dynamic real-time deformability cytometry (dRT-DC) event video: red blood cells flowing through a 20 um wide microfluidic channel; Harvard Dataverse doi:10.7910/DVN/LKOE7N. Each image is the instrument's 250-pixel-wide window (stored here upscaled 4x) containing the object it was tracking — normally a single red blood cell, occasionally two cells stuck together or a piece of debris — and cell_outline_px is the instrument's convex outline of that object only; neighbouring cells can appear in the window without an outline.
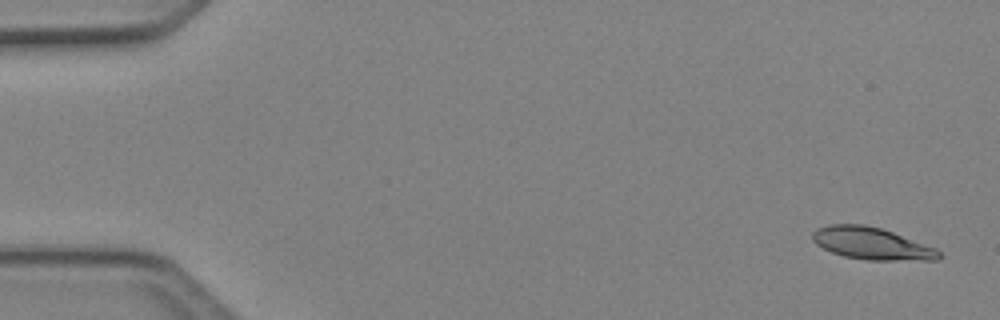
{"species": "Egyptian fruit bat (a non-hibernating species)", "species_latin": "Rousettus aegyptiacus", "temperature_condition": "cold", "stored_images_in_passage": 8, "camera_frame_rate_fps": 3000, "um_per_image_px": 0.085, "animal": {"sex": "female"}, "frame": {"image": 1, "passage_image": 1, "time_ms": 0.0, "image_size_px": [1000, 320], "cell_outline_px": [[940, 256], [936, 260], [868, 260], [844, 256], [832, 252], [816, 244], [812, 240], [812, 232], [816, 228], [828, 224], [864, 224], [880, 228], [892, 232], [936, 248], [940, 252]], "centroid_in_image_um": [74.05, 20.69], "position_along_channel_um": 10.9, "area_um2": 23.52}}
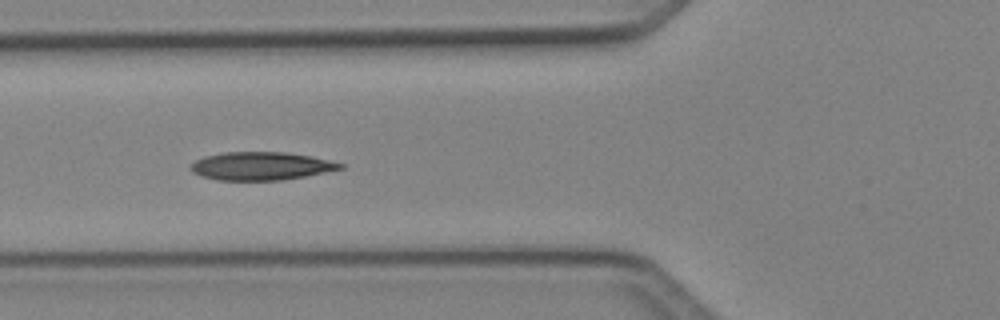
{"frame": {"image": 2, "passage_image": 6, "time_ms": 1.667, "image_size_px": [1000, 320], "cell_outline_px": [[344, 168], [304, 176], [280, 180], [216, 180], [200, 176], [192, 172], [188, 168], [196, 160], [204, 156], [224, 152], [284, 152], [312, 156], [344, 164]], "centroid_in_image_um": [22.14, 14.11], "position_along_channel_um": 103.7, "area_um2": 24.45}}
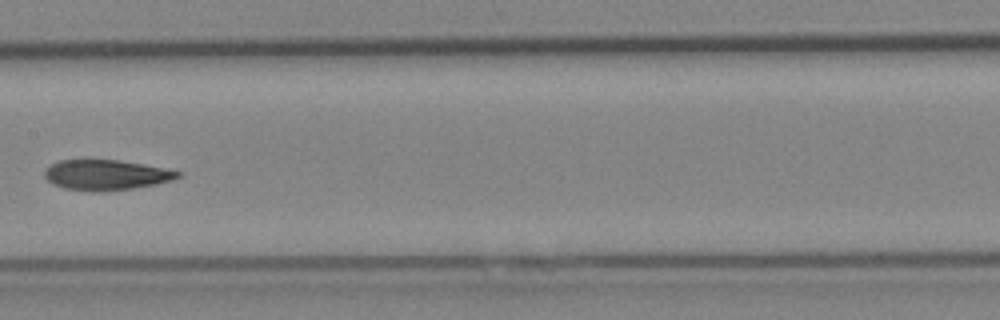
{"frame": {"image": 3, "passage_image": 8, "time_ms": 2.333, "image_size_px": [1000, 320], "cell_outline_px": [[184, 176], [172, 180], [156, 184], [132, 188], [100, 192], [64, 188], [52, 184], [44, 176], [44, 168], [60, 160], [116, 160], [140, 164], [180, 172]], "centroid_in_image_um": [8.98, 14.88], "position_along_channel_um": 198.4, "area_um2": 23.24}}